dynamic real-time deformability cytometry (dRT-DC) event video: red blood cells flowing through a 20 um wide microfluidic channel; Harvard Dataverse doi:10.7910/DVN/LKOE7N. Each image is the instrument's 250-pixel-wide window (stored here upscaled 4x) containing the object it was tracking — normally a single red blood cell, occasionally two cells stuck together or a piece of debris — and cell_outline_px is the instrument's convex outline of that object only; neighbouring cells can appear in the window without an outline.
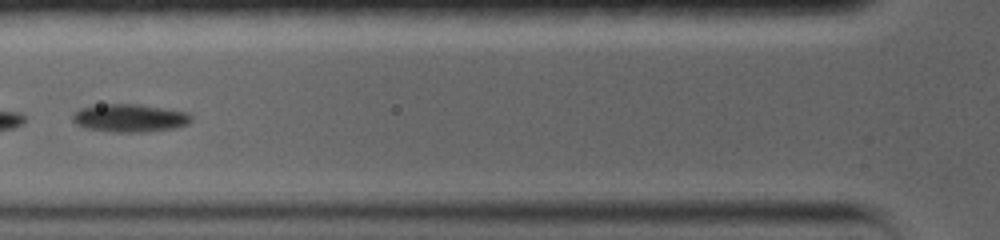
{"species": "common noctule bat (a hibernating species)", "species_latin": "Nyctalus noctula", "temperature_condition": "warm", "stored_images_in_passage": 14, "camera_frame_rate_fps": 5000, "um_per_image_px": 0.085, "animal": {"sex": "female", "body_mass_g": 19.0, "forearm_length_mm": 56.7}, "frame": {"image": 1, "passage_image": 3, "time_ms": 1.8, "image_size_px": [1000, 240], "cell_outline_px": [[192, 120], [188, 124], [176, 128], [148, 132], [112, 132], [84, 128], [76, 124], [72, 120], [72, 116], [80, 108], [104, 104], [140, 104], [188, 112], [192, 116]], "centroid_in_image_um": [11.06, 10.04], "position_along_channel_um": 114.7, "area_um2": 19.54}}
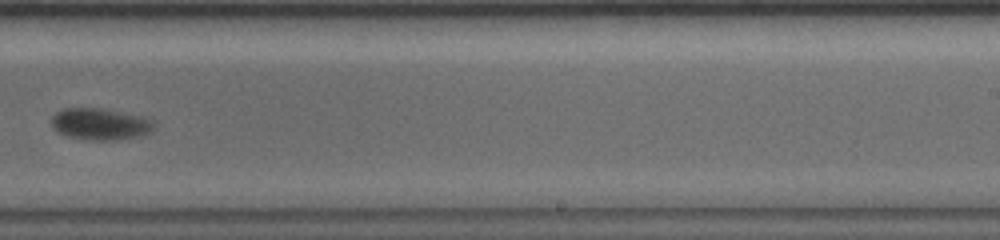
{"frame": {"image": 2, "passage_image": 8, "time_ms": 6.4, "image_size_px": [1000, 240], "cell_outline_px": [[156, 120], [152, 132], [136, 136], [112, 140], [92, 140], [68, 136], [52, 128], [48, 120], [56, 112], [64, 108], [100, 108], [140, 116]], "centroid_in_image_um": [8.49, 10.53], "position_along_channel_um": 280.5, "area_um2": 18.9}, "authors_computed_cell_mechanics": {"area_um2": 19.1896, "velocity_mm_per_s": 3.609, "shape_relaxation_time_tau1_ms": 3.8103, "shape_relaxation_time_tau2_ms": null, "deformation_change_tau1": 0.1305, "deformation_change_tau2": null}}